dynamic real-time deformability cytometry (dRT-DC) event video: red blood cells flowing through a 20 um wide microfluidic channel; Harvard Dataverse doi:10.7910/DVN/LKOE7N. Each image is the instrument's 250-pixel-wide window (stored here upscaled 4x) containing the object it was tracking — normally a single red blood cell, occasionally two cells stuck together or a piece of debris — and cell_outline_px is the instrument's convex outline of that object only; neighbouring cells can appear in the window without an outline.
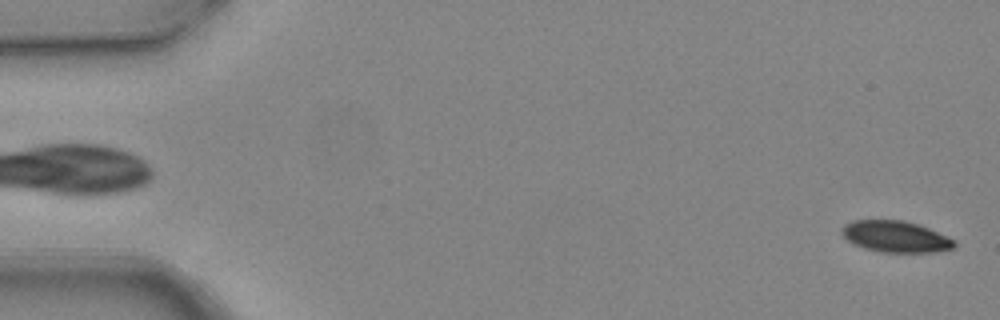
{"species": "common noctule bat (a hibernating species)", "species_latin": "Nyctalus noctula", "temperature_condition": "warm", "stored_images_in_passage": 5, "camera_frame_rate_fps": 3000, "um_per_image_px": 0.085, "animal": {"sex": "female", "body_mass_g": 24.6, "forearm_length_mm": 56.2}, "frame": {"image": 1, "passage_image": 5, "time_ms": 1.333, "image_size_px": [1000, 320], "cell_outline_px": [[956, 248], [936, 252], [880, 252], [864, 248], [848, 240], [840, 232], [840, 228], [844, 224], [852, 220], [904, 220], [928, 228], [956, 240]], "centroid_in_image_um": [76.13, 20.11], "position_along_channel_um": 8.9, "area_um2": 20.63}}